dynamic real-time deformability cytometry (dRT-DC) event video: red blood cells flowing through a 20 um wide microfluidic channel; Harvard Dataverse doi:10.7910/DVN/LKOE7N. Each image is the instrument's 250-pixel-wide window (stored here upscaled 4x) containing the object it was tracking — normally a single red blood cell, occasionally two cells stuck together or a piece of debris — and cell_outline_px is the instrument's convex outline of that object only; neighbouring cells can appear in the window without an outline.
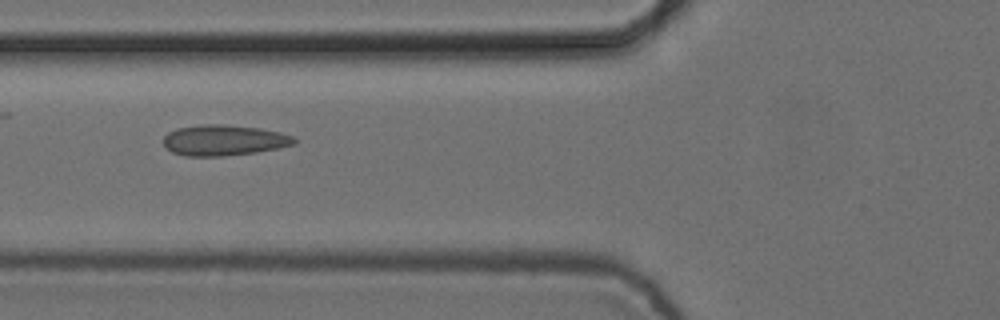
{"species": "common noctule bat (a hibernating species)", "species_latin": "Nyctalus noctula", "temperature_condition": "cold", "stored_images_in_passage": 6, "camera_frame_rate_fps": 3000, "um_per_image_px": 0.085, "animal": {"sex": "female", "body_mass_g": 24.6, "forearm_length_mm": 56.2}, "frame": {"image": 1, "passage_image": 6, "time_ms": 1.667, "image_size_px": [1000, 320], "cell_outline_px": [[296, 144], [256, 152], [224, 156], [184, 156], [172, 152], [164, 148], [164, 136], [168, 132], [176, 128], [204, 124], [224, 124], [260, 128], [280, 132], [292, 136], [296, 140]], "centroid_in_image_um": [19.0, 11.92], "position_along_channel_um": 106.8, "area_um2": 23.52}}